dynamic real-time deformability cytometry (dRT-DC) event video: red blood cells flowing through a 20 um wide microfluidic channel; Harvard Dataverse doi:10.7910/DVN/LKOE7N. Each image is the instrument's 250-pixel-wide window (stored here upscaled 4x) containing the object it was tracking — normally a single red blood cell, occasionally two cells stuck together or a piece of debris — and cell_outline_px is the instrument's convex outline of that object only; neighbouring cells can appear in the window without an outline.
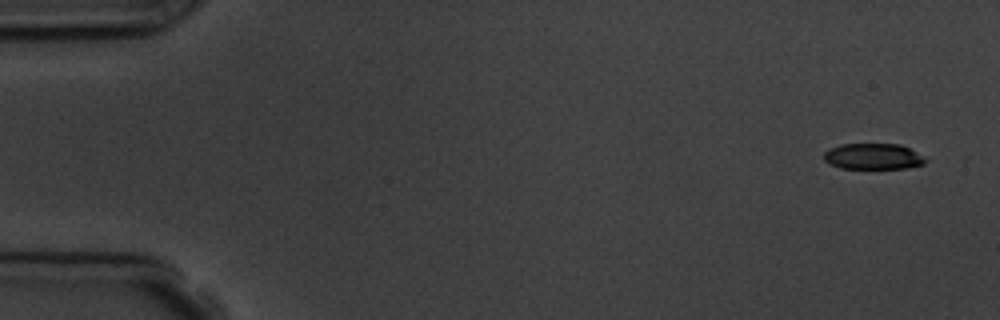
{"species": "common noctule bat (a hibernating species)", "species_latin": "Nyctalus noctula", "temperature_condition": "room temperature", "stored_images_in_passage": 4, "camera_frame_rate_fps": 3000, "um_per_image_px": 0.085, "animal": {"sex": "male", "body_mass_g": 19.5, "forearm_length_mm": 54.6}, "frame": {"image": 1, "passage_image": 1, "time_ms": 0.0, "image_size_px": [1000, 320], "cell_outline_px": [[928, 160], [924, 164], [908, 168], [840, 168], [828, 164], [824, 160], [824, 152], [828, 148], [840, 144], [900, 144], [908, 148]], "centroid_in_image_um": [74.17, 13.3], "position_along_channel_um": 10.8, "area_um2": 15.37}}